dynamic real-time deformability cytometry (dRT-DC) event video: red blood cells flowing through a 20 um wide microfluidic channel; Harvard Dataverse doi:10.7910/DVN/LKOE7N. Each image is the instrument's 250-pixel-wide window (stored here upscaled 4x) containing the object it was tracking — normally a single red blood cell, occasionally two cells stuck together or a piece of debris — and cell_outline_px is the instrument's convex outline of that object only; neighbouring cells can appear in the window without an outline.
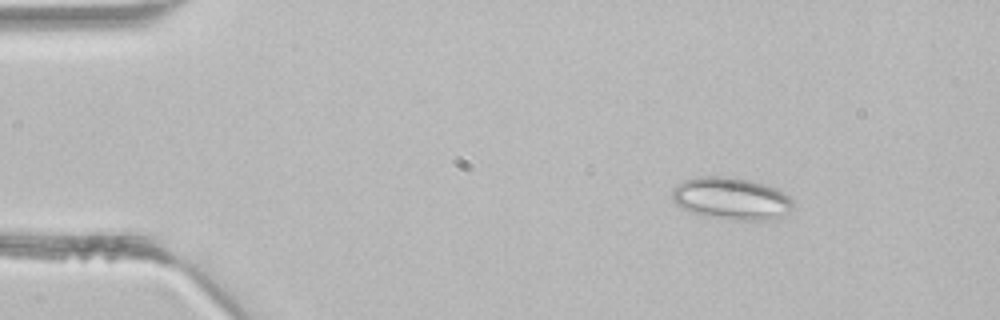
{"species": "common noctule bat (a hibernating species)", "species_latin": "Nyctalus noctula", "temperature_condition": "room temperature", "stored_images_in_passage": 2, "camera_frame_rate_fps": 3000, "um_per_image_px": 0.085, "animal": {"sex": "male", "body_mass_g": 21.5, "forearm_length_mm": 52.0}, "frame": {"image": 1, "passage_image": 1, "time_ms": 0.0, "image_size_px": [1000, 320], "cell_outline_px": [[792, 208], [784, 216], [776, 220], [732, 220], [704, 216], [680, 208], [672, 200], [672, 188], [676, 184], [684, 180], [696, 176], [724, 176], [752, 180], [768, 184], [784, 192], [792, 200]], "centroid_in_image_um": [62.16, 16.87], "position_along_channel_um": 22.8, "area_um2": 30.4}}